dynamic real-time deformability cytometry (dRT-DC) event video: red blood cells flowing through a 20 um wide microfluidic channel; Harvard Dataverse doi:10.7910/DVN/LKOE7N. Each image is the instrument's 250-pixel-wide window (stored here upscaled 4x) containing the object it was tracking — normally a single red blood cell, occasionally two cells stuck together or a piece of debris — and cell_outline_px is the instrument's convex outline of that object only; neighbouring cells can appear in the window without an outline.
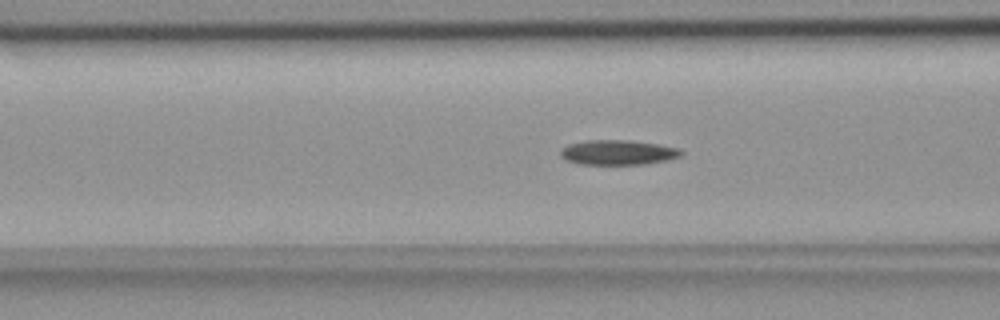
{"species": "common noctule bat (a hibernating species)", "species_latin": "Nyctalus noctula", "temperature_condition": "room temperature", "stored_images_in_passage": 53, "camera_frame_rate_fps": 3000, "um_per_image_px": 0.085, "animal": {"sex": "female", "body_mass_g": 18.4}, "frame": {"image": 1, "passage_image": 19, "time_ms": 6.0, "image_size_px": [1000, 320], "cell_outline_px": [[680, 152], [676, 156], [664, 160], [640, 164], [584, 164], [568, 160], [560, 152], [564, 148], [572, 144], [596, 140], [620, 140], [656, 144], [676, 148]], "centroid_in_image_um": [52.49, 12.96], "position_along_channel_um": 114.1, "area_um2": 16.3}}
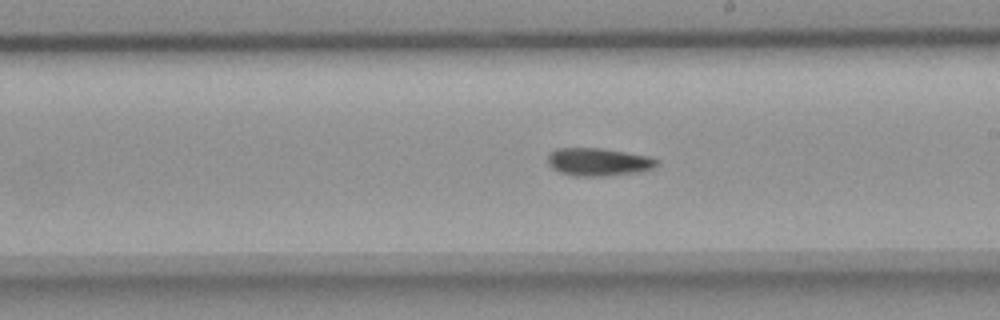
{"frame": {"image": 2, "passage_image": 29, "time_ms": 9.333, "image_size_px": [1000, 320], "cell_outline_px": [[656, 164], [648, 168], [628, 172], [564, 172], [556, 168], [548, 160], [548, 156], [552, 152], [560, 148], [600, 148], [644, 156], [656, 160]], "centroid_in_image_um": [50.82, 13.65], "position_along_channel_um": 238.2, "area_um2": 15.09}}
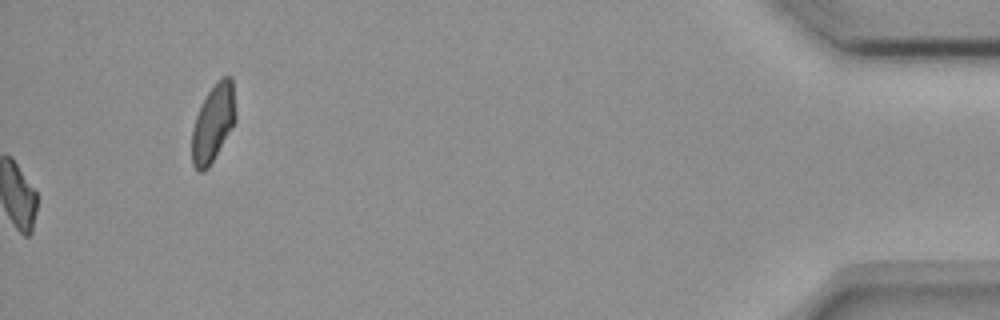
{"frame": {"image": 3, "passage_image": 53, "time_ms": 17.333, "image_size_px": [1000, 320], "cell_outline_px": [[236, 120], [208, 168], [204, 172], [200, 172], [192, 164], [192, 132], [196, 116], [208, 92], [224, 76], [232, 76], [236, 116]], "centroid_in_image_um": [18.12, 10.48], "position_along_channel_um": 417.1, "area_um2": 19.25}}